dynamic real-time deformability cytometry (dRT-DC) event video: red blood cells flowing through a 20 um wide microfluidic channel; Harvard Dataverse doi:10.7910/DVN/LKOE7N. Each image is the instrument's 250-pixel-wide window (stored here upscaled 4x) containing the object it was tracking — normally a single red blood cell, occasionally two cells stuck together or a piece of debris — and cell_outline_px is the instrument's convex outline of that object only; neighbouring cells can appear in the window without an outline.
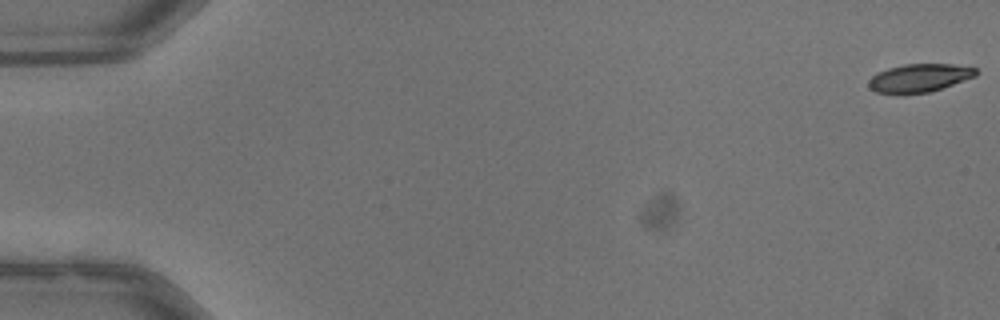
{"species": "common noctule bat (a hibernating species)", "species_latin": "Nyctalus noctula", "temperature_condition": "warm", "stored_images_in_passage": 53, "camera_frame_rate_fps": 3000, "um_per_image_px": 0.085, "animal": {"sex": "male", "body_mass_g": 13.3}, "frame": {"image": 1, "passage_image": 1, "time_ms": 0.0, "image_size_px": [1000, 320], "cell_outline_px": [[980, 72], [976, 76], [928, 92], [876, 92], [868, 88], [868, 80], [876, 72], [888, 68], [904, 64], [952, 64], [976, 68]], "centroid_in_image_um": [78.14, 6.59], "position_along_channel_um": 6.9, "area_um2": 17.28}}
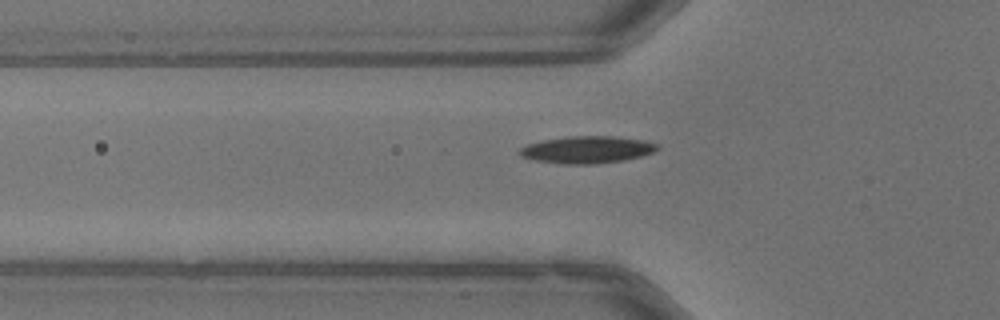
{"frame": {"image": 2, "passage_image": 19, "time_ms": 6.0, "image_size_px": [1000, 320], "cell_outline_px": [[660, 148], [652, 152], [640, 156], [624, 160], [596, 164], [560, 164], [536, 160], [520, 156], [516, 152], [520, 148], [528, 144], [544, 140], [568, 136], [612, 136], [644, 140], [660, 144]], "centroid_in_image_um": [49.9, 12.72], "position_along_channel_um": 75.9, "area_um2": 21.85}}
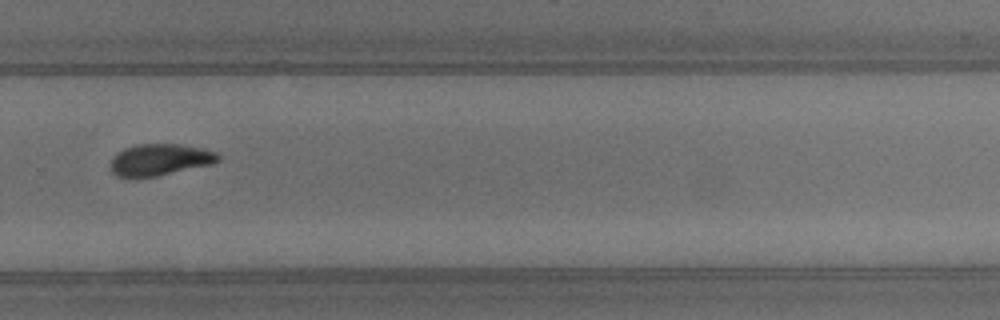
{"frame": {"image": 3, "passage_image": 37, "time_ms": 12.0, "image_size_px": [1000, 320], "cell_outline_px": [[220, 160], [212, 164], [156, 176], [136, 180], [132, 180], [116, 176], [112, 172], [108, 164], [112, 156], [124, 148], [136, 144], [176, 144], [204, 148], [216, 152], [220, 156]], "centroid_in_image_um": [13.51, 13.61], "position_along_channel_um": 316.3, "area_um2": 20.46}, "authors_computed_cell_mechanics": {"area_um2": 19.8254, "velocity_mm_per_s": 4.0, "shape_relaxation_time_tau1_ms": 6.1317, "shape_relaxation_time_tau2_ms": 4.3835, "deformation_change_tau1": 0.1869, "deformation_change_tau2": 0.1022}}